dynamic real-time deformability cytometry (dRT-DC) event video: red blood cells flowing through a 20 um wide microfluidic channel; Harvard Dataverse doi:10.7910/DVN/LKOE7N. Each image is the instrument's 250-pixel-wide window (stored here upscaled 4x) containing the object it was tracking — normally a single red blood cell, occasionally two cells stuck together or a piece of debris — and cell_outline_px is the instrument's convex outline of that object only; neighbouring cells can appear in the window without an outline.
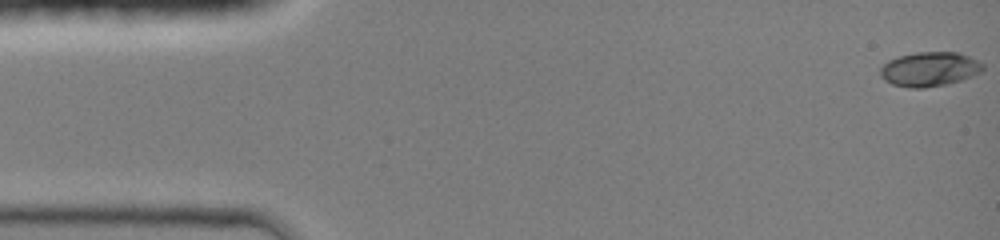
{"species": "common noctule bat (a hibernating species)", "species_latin": "Nyctalus noctula", "temperature_condition": "room temperature", "stored_images_in_passage": 10, "camera_frame_rate_fps": 3000, "um_per_image_px": 0.085, "animal": {"sex": "female", "body_mass_g": 19.0, "forearm_length_mm": 51.5}, "frame": {"image": 1, "passage_image": 1, "time_ms": 0.0, "image_size_px": [1000, 240], "cell_outline_px": [[984, 68], [980, 72], [972, 76], [948, 84], [924, 88], [908, 88], [892, 84], [884, 80], [880, 76], [880, 68], [888, 60], [900, 56], [916, 52], [960, 52], [984, 64]], "centroid_in_image_um": [79.0, 5.88], "position_along_channel_um": 6.0, "area_um2": 20.63}}
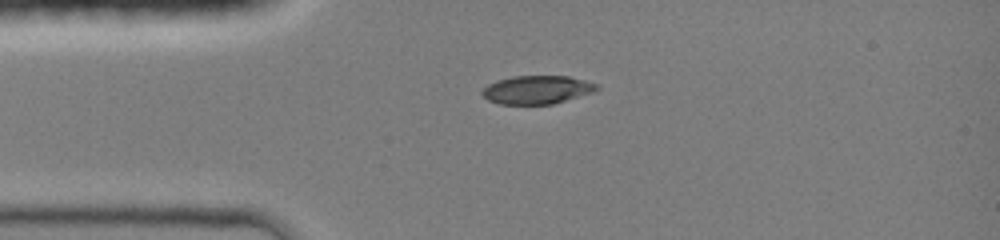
{"frame": {"image": 2, "passage_image": 7, "time_ms": 3.333, "image_size_px": [1000, 240], "cell_outline_px": [[600, 88], [592, 92], [552, 104], [500, 104], [488, 100], [480, 92], [488, 84], [496, 80], [512, 76], [568, 76], [600, 84]], "centroid_in_image_um": [45.64, 7.62], "position_along_channel_um": 39.4, "area_um2": 18.9}}
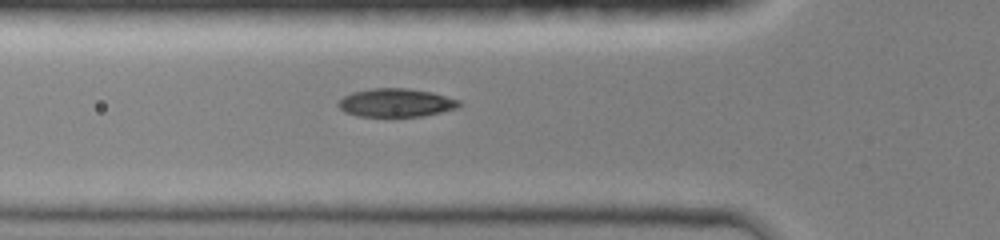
{"frame": {"image": 3, "passage_image": 10, "time_ms": 5.0, "image_size_px": [1000, 240], "cell_outline_px": [[464, 104], [460, 108], [424, 116], [360, 116], [344, 112], [336, 104], [344, 96], [352, 92], [372, 88], [408, 88], [432, 92], [460, 100]], "centroid_in_image_um": [33.71, 8.73], "position_along_channel_um": 92.1, "area_um2": 20.17}}